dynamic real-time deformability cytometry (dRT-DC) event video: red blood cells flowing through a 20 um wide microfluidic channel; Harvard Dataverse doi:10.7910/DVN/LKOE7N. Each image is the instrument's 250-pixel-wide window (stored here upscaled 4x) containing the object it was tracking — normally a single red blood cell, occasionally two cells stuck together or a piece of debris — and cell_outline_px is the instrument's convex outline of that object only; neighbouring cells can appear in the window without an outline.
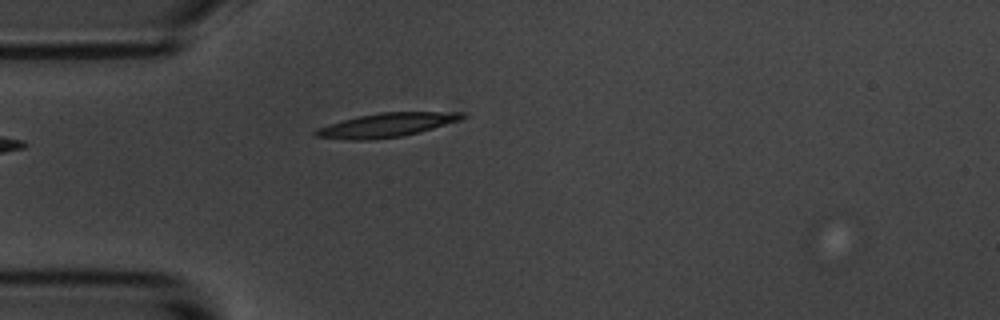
{"species": "common noctule bat (a hibernating species)", "species_latin": "Nyctalus noctula", "temperature_condition": "room temperature", "stored_images_in_passage": 4, "camera_frame_rate_fps": 3000, "um_per_image_px": 0.085, "animal": {"sex": "male", "body_mass_g": 20.1, "forearm_length_mm": 53.5}, "frame": {"image": 1, "passage_image": 4, "time_ms": 4.333, "image_size_px": [1000, 320], "cell_outline_px": [[468, 116], [460, 120], [420, 132], [400, 136], [368, 140], [352, 140], [316, 136], [312, 132], [316, 128], [344, 120], [360, 116], [380, 112], [464, 112]], "centroid_in_image_um": [32.89, 10.62], "position_along_channel_um": 52.1, "area_um2": 20.23}}